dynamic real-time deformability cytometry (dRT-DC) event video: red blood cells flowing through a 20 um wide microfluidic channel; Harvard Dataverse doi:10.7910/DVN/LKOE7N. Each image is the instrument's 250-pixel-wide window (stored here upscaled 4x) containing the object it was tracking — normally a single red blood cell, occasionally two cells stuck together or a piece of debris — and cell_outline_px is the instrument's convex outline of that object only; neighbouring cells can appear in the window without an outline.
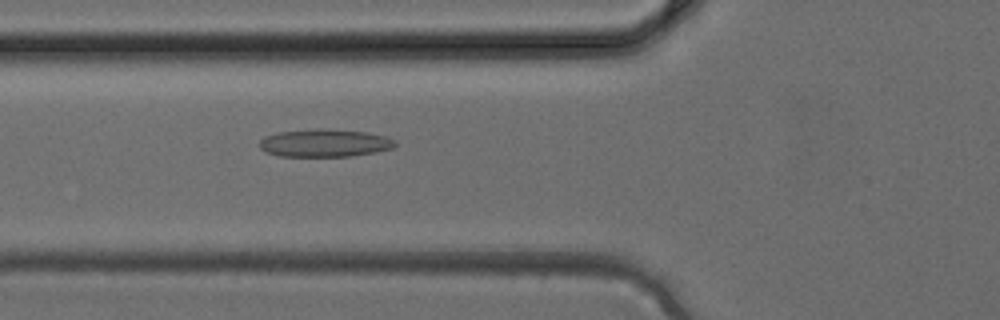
{"species": "common noctule bat (a hibernating species)", "species_latin": "Nyctalus noctula", "temperature_condition": "cold", "stored_images_in_passage": 4, "camera_frame_rate_fps": 3000, "um_per_image_px": 0.085, "animal": {"sex": "female", "body_mass_g": 24.6, "forearm_length_mm": 56.2}, "frame": {"image": 1, "passage_image": 4, "time_ms": 1.0, "image_size_px": [1000, 320], "cell_outline_px": [[396, 144], [392, 148], [352, 156], [280, 156], [268, 152], [260, 148], [260, 140], [264, 136], [276, 132], [316, 128], [324, 128], [368, 132], [384, 136], [396, 140]], "centroid_in_image_um": [27.58, 12.14], "position_along_channel_um": 98.2, "area_um2": 21.96}}